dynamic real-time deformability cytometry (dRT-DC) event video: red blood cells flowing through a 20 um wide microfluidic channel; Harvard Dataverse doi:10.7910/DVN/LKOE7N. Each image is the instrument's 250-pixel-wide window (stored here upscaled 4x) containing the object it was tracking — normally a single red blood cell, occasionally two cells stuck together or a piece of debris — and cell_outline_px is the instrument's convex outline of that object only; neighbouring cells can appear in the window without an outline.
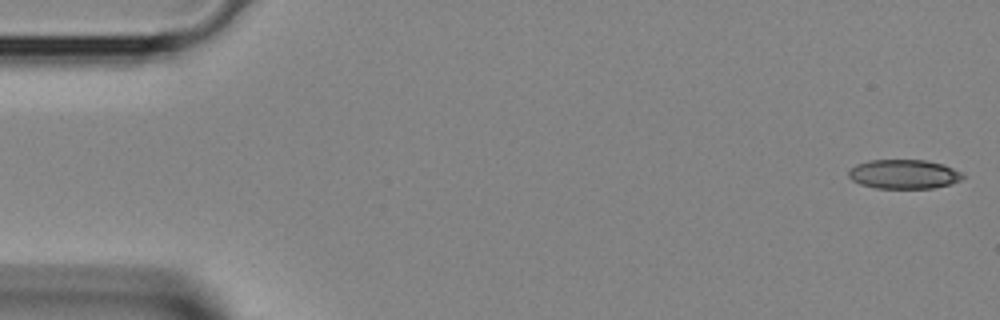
{"species": "Egyptian fruit bat (a non-hibernating species)", "species_latin": "Rousettus aegyptiacus", "temperature_condition": "room temperature", "stored_images_in_passage": 36, "camera_frame_rate_fps": 3000, "um_per_image_px": 0.085, "animal": {"sex": "female"}, "frame": {"image": 1, "passage_image": 1, "time_ms": 0.0, "image_size_px": [1000, 320], "cell_outline_px": [[964, 176], [960, 180], [952, 184], [932, 188], [876, 188], [860, 184], [852, 180], [848, 176], [848, 172], [856, 164], [868, 160], [924, 160], [944, 164], [960, 172]], "centroid_in_image_um": [76.82, 14.8], "position_along_channel_um": 8.2, "area_um2": 19.42}}
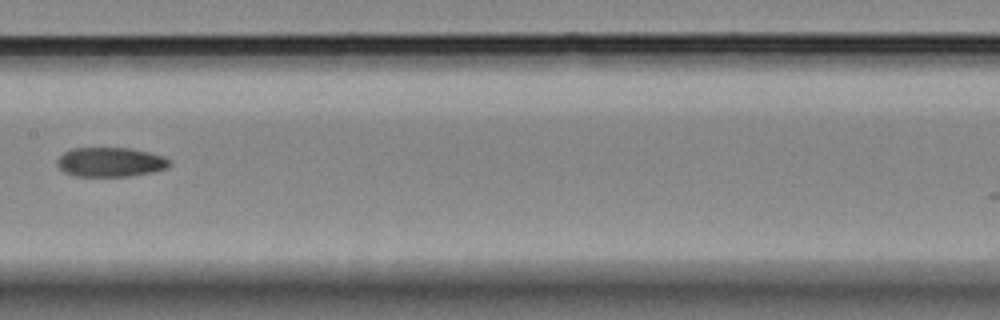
{"frame": {"image": 2, "passage_image": 20, "time_ms": 6.333, "image_size_px": [1000, 320], "cell_outline_px": [[172, 164], [168, 168], [152, 172], [128, 176], [76, 176], [64, 172], [56, 164], [56, 160], [64, 152], [72, 148], [132, 148], [164, 156], [172, 160]], "centroid_in_image_um": [9.41, 13.77], "position_along_channel_um": 198.0, "area_um2": 19.42}}
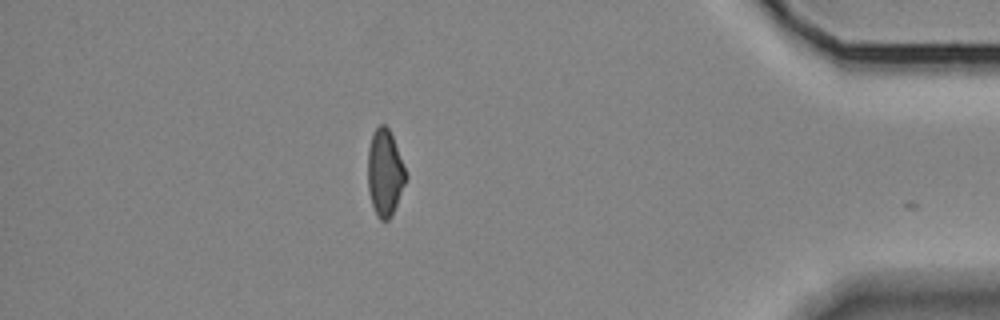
{"frame": {"image": 3, "passage_image": 35, "time_ms": 11.333, "image_size_px": [1000, 320], "cell_outline_px": [[408, 176], [392, 216], [388, 220], [380, 220], [376, 216], [372, 204], [368, 188], [368, 148], [372, 132], [380, 124], [384, 124], [388, 128], [392, 136]], "centroid_in_image_um": [32.71, 14.7], "position_along_channel_um": 402.5, "area_um2": 19.19}}